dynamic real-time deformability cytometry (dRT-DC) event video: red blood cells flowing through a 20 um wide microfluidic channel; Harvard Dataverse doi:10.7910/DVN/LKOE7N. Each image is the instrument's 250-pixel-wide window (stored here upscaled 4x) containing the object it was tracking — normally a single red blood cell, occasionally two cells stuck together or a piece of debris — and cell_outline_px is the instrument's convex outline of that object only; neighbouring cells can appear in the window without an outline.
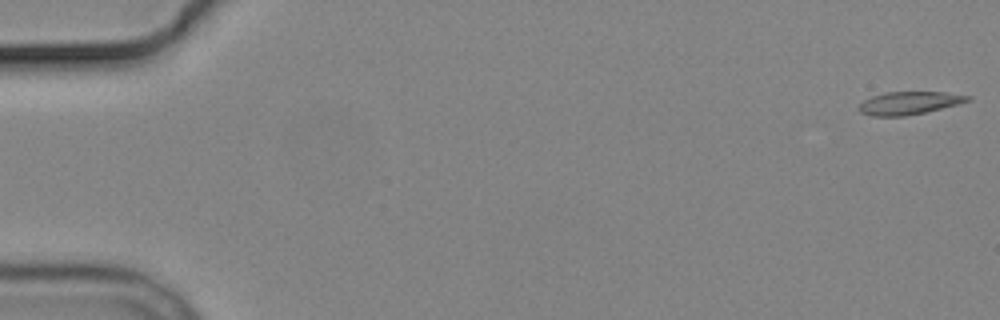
{"species": "common noctule bat (a hibernating species)", "species_latin": "Nyctalus noctula", "temperature_condition": "cold", "stored_images_in_passage": 6, "camera_frame_rate_fps": 3000, "um_per_image_px": 0.085, "animal": {"sex": "male", "body_mass_g": 19.2, "forearm_length_mm": 51.8}, "frame": {"image": 1, "passage_image": 1, "time_ms": 0.0, "image_size_px": [1000, 320], "cell_outline_px": [[972, 100], [924, 112], [904, 116], [872, 116], [860, 112], [856, 108], [864, 100], [872, 96], [884, 92], [944, 92], [972, 96]], "centroid_in_image_um": [77.24, 8.75], "position_along_channel_um": 7.8, "area_um2": 14.39}}